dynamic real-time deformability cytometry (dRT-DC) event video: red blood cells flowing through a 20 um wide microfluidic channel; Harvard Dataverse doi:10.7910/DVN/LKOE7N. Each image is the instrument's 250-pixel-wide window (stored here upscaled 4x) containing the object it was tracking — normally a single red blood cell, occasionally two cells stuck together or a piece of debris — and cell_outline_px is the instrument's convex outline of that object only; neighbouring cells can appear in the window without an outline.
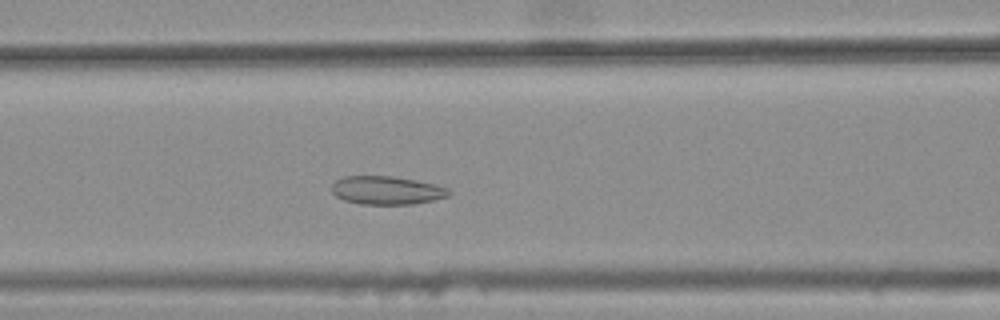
{"species": "common noctule bat (a hibernating species)", "species_latin": "Nyctalus noctula", "temperature_condition": "warm", "stored_images_in_passage": 41, "camera_frame_rate_fps": 3000, "um_per_image_px": 0.085, "animal": {"sex": "female", "body_mass_g": 25.1}, "frame": {"image": 1, "passage_image": 19, "time_ms": 6.0, "image_size_px": [1000, 320], "cell_outline_px": [[452, 192], [448, 196], [432, 200], [412, 204], [360, 204], [344, 200], [336, 196], [332, 192], [332, 184], [336, 180], [344, 176], [392, 176], [436, 184], [448, 188]], "centroid_in_image_um": [32.86, 16.17], "position_along_channel_um": 133.7, "area_um2": 19.31}}
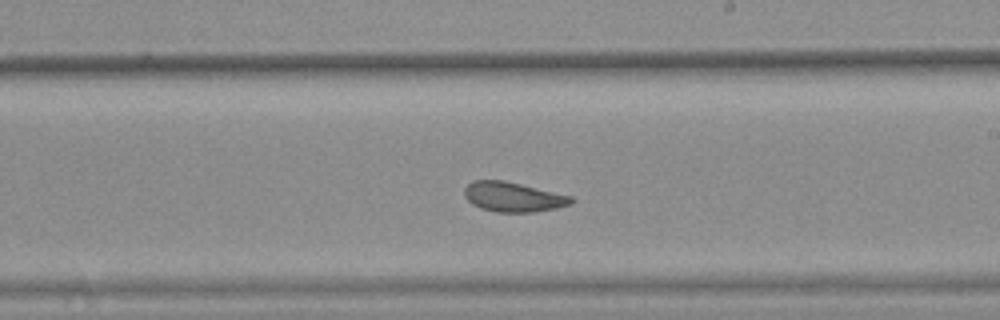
{"frame": {"image": 2, "passage_image": 28, "time_ms": 9.0, "image_size_px": [1000, 320], "cell_outline_px": [[572, 204], [556, 208], [532, 212], [496, 212], [480, 208], [472, 204], [464, 196], [464, 188], [472, 180], [504, 180], [572, 196]], "centroid_in_image_um": [43.58, 16.74], "position_along_channel_um": 245.4, "area_um2": 18.5}}
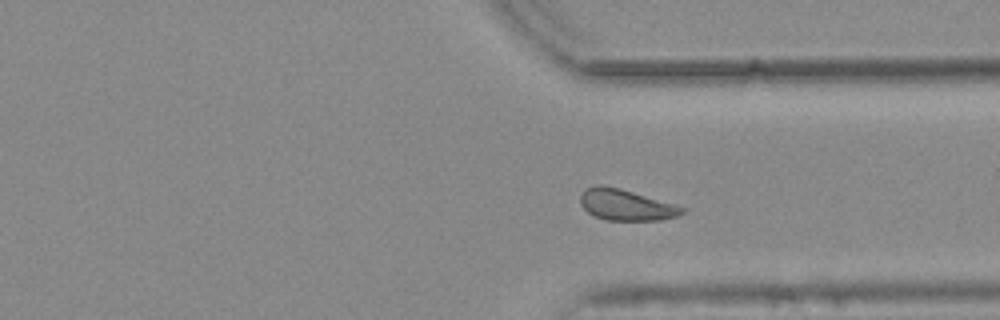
{"frame": {"image": 3, "passage_image": 37, "time_ms": 12.0, "image_size_px": [1000, 320], "cell_outline_px": [[688, 208], [684, 212], [676, 216], [660, 220], [604, 220], [588, 212], [580, 204], [580, 196], [588, 188], [596, 184], [600, 184], [620, 188], [676, 204]], "centroid_in_image_um": [53.24, 17.41], "position_along_channel_um": 358.2, "area_um2": 18.44}, "authors_computed_cell_mechanics": {"area_um2": 19.0162, "velocity_mm_per_s": 3.7288, "shape_relaxation_time_tau1_ms": null, "shape_relaxation_time_tau2_ms": 1.7726, "deformation_change_tau1": null, "deformation_change_tau2": 0.0822}}